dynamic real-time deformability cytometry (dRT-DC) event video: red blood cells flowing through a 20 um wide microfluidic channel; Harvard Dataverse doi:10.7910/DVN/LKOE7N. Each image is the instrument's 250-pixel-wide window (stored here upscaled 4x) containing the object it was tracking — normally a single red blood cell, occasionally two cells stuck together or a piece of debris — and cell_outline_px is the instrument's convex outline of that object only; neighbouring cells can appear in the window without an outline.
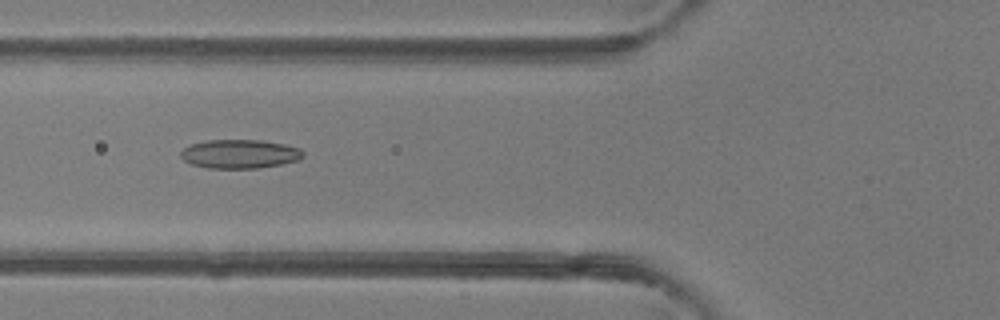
{"species": "common noctule bat (a hibernating species)", "species_latin": "Nyctalus noctula", "temperature_condition": "room temperature", "stored_images_in_passage": 48, "camera_frame_rate_fps": 3000, "um_per_image_px": 0.085, "animal": {"sex": "female"}, "frame": {"image": 1, "passage_image": 18, "time_ms": 5.667, "image_size_px": [1000, 320], "cell_outline_px": [[304, 156], [296, 160], [280, 164], [260, 168], [208, 168], [192, 164], [184, 160], [180, 156], [180, 152], [184, 148], [192, 144], [208, 140], [260, 140], [284, 144], [300, 148], [304, 152]], "centroid_in_image_um": [20.38, 13.08], "position_along_channel_um": 105.4, "area_um2": 20.46}}
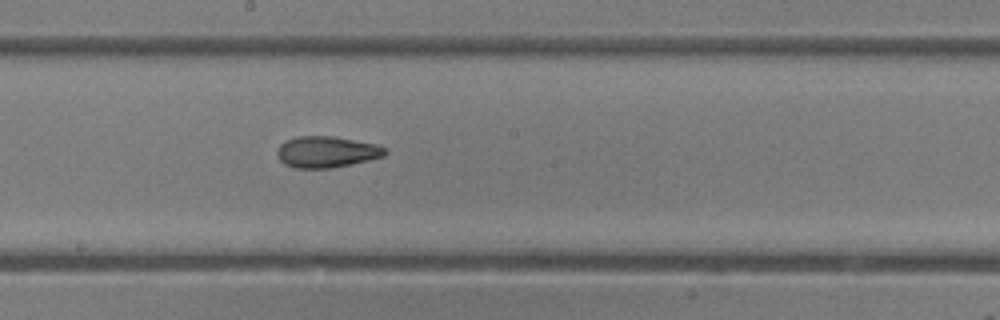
{"frame": {"image": 2, "passage_image": 26, "time_ms": 8.333, "image_size_px": [1000, 320], "cell_outline_px": [[388, 152], [384, 156], [352, 164], [332, 168], [296, 168], [284, 164], [276, 156], [276, 152], [280, 144], [284, 140], [296, 136], [332, 136], [376, 144], [384, 148]], "centroid_in_image_um": [27.72, 12.91], "position_along_channel_um": 220.5, "area_um2": 19.77}}
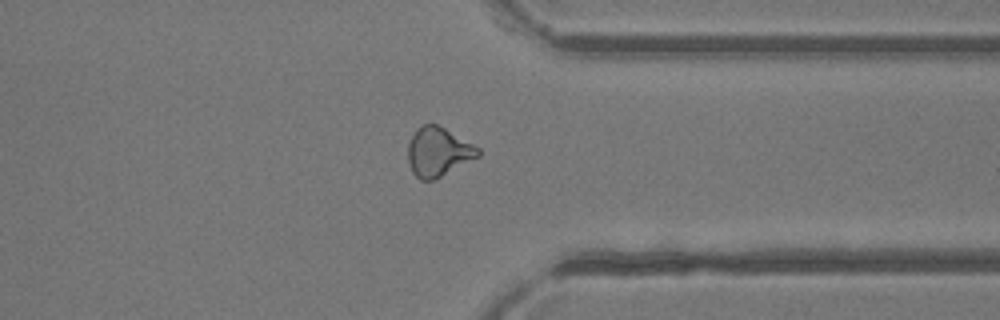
{"frame": {"image": 3, "passage_image": 37, "time_ms": 12.0, "image_size_px": [1000, 320], "cell_outline_px": [[480, 156], [436, 180], [420, 180], [412, 172], [408, 164], [408, 144], [416, 128], [420, 124], [436, 124], [444, 128], [480, 148]], "centroid_in_image_um": [37.24, 12.93], "position_along_channel_um": 374.2, "area_um2": 20.23}, "authors_computed_cell_mechanics": {"area_um2": 20.6346, "velocity_mm_per_s": 4.2881, "shape_relaxation_time_tau1_ms": null, "shape_relaxation_time_tau2_ms": 2.6031, "deformation_change_tau1": null, "deformation_change_tau2": 0.1057}}